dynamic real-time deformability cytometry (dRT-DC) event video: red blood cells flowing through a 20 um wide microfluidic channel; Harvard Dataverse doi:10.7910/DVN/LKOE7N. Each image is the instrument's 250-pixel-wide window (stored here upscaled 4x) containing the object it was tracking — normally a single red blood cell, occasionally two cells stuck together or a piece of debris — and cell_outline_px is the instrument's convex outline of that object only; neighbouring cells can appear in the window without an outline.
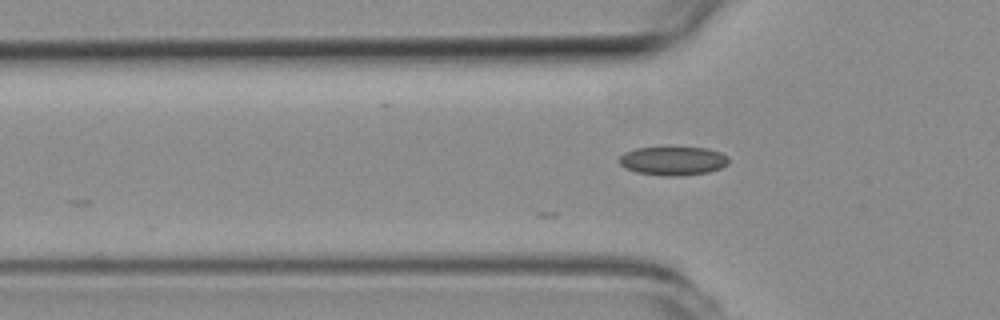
{"species": "common noctule bat (a hibernating species)", "species_latin": "Nyctalus noctula", "temperature_condition": "room temperature", "stored_images_in_passage": 23, "camera_frame_rate_fps": 3000, "um_per_image_px": 0.085, "animal": {"sex": "female", "body_mass_g": 19.3, "forearm_length_mm": 54.1}, "frame": {"image": 1, "passage_image": 4, "time_ms": 1.0, "image_size_px": [1000, 320], "cell_outline_px": [[728, 164], [720, 168], [708, 172], [680, 176], [664, 176], [636, 172], [624, 168], [620, 164], [620, 156], [624, 152], [636, 148], [708, 148], [720, 152], [728, 156]], "centroid_in_image_um": [57.21, 13.68], "position_along_channel_um": 68.6, "area_um2": 18.26}}
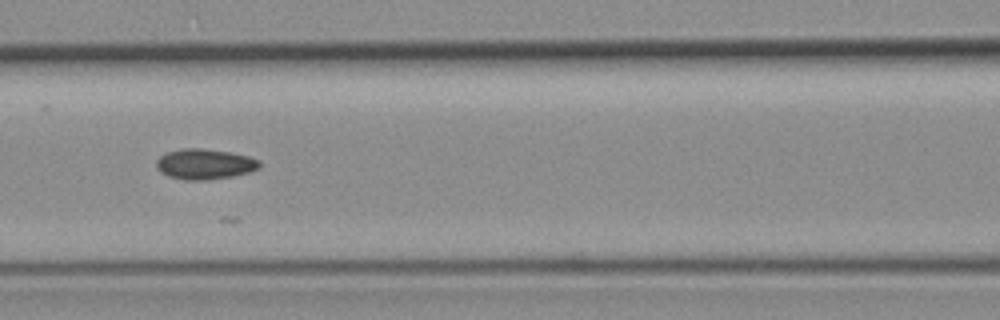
{"frame": {"image": 2, "passage_image": 10, "time_ms": 3.0, "image_size_px": [1000, 320], "cell_outline_px": [[260, 168], [248, 172], [232, 176], [204, 180], [184, 180], [168, 176], [156, 164], [156, 160], [160, 156], [168, 152], [184, 148], [200, 148], [228, 152], [248, 156], [260, 160]], "centroid_in_image_um": [17.43, 13.94], "position_along_channel_um": 149.2, "area_um2": 17.98}}
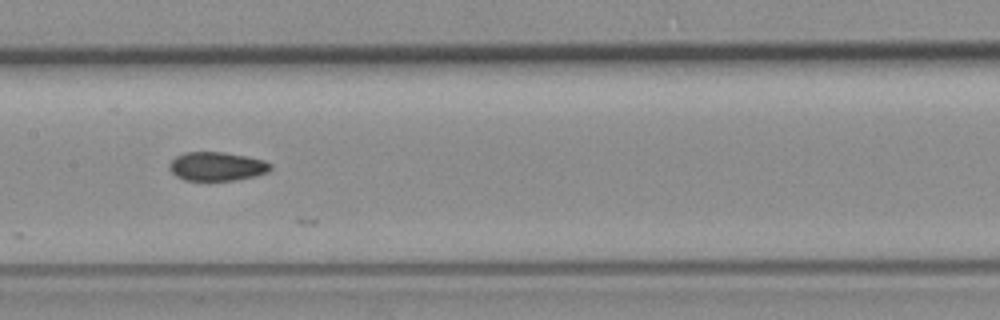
{"frame": {"image": 3, "passage_image": 13, "time_ms": 4.0, "image_size_px": [1000, 320], "cell_outline_px": [[272, 168], [268, 172], [256, 176], [236, 180], [184, 180], [176, 176], [168, 168], [168, 164], [176, 156], [184, 152], [224, 152], [248, 156], [264, 160], [272, 164]], "centroid_in_image_um": [18.45, 14.14], "position_along_channel_um": 189.0, "area_um2": 17.17}}